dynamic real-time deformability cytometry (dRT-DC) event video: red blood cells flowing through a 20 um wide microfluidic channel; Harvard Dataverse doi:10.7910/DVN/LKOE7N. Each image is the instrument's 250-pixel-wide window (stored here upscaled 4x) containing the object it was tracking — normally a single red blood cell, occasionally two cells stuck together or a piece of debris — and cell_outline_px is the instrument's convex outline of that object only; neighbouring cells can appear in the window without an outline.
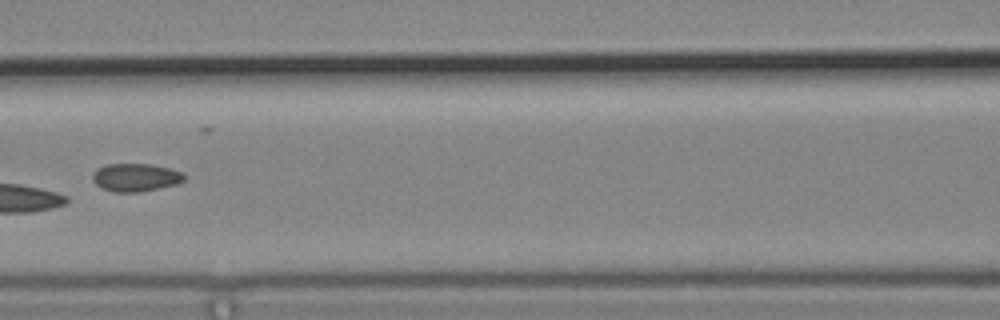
{"species": "common noctule bat (a hibernating species)", "species_latin": "Nyctalus noctula", "temperature_condition": "cold", "stored_images_in_passage": 8, "camera_frame_rate_fps": 3000, "um_per_image_px": 0.085, "animal": {"sex": "male", "body_mass_g": 19.2, "forearm_length_mm": 51.8}, "frame": {"image": 1, "passage_image": 6, "time_ms": 1.667, "image_size_px": [1000, 320], "cell_outline_px": [[184, 180], [176, 184], [140, 192], [112, 192], [100, 188], [92, 180], [92, 172], [96, 168], [108, 164], [152, 164], [168, 168], [180, 172], [184, 176]], "centroid_in_image_um": [11.45, 15.08], "position_along_channel_um": 155.1, "area_um2": 14.97}}
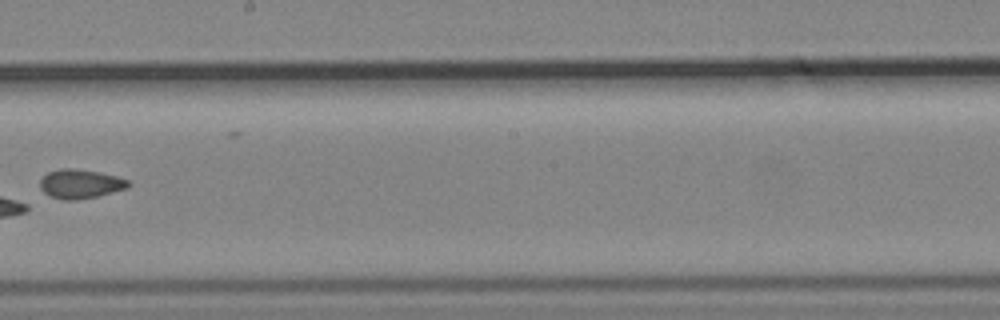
{"frame": {"image": 2, "passage_image": 8, "time_ms": 2.333, "image_size_px": [1000, 320], "cell_outline_px": [[132, 184], [128, 188], [96, 196], [76, 200], [64, 200], [52, 196], [44, 192], [40, 188], [40, 180], [48, 172], [60, 168], [72, 168], [100, 172], [116, 176], [128, 180]], "centroid_in_image_um": [6.84, 15.62], "position_along_channel_um": 241.4, "area_um2": 14.91}}